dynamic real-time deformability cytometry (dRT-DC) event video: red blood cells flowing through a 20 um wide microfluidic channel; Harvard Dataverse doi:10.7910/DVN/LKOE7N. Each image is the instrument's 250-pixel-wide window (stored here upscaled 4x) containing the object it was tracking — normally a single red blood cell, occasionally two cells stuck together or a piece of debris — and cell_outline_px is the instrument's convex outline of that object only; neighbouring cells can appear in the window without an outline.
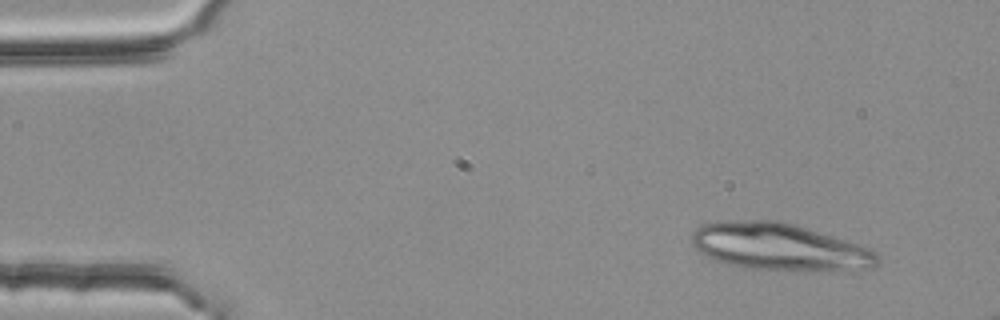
{"species": "common noctule bat (a hibernating species)", "species_latin": "Nyctalus noctula", "temperature_condition": "room temperature", "stored_images_in_passage": 4, "camera_frame_rate_fps": 3000, "um_per_image_px": 0.085, "animal": {"sex": "female", "body_mass_g": 25.1}, "frame": {"image": 1, "passage_image": 1, "time_ms": 0.0, "image_size_px": [1000, 320], "cell_outline_px": [[880, 260], [872, 268], [852, 272], [748, 268], [728, 264], [716, 260], [700, 252], [692, 244], [692, 232], [700, 224], [716, 220], [776, 220], [792, 224], [872, 248], [880, 256]], "centroid_in_image_um": [66.29, 20.99], "position_along_channel_um": 18.7, "area_um2": 51.38}}